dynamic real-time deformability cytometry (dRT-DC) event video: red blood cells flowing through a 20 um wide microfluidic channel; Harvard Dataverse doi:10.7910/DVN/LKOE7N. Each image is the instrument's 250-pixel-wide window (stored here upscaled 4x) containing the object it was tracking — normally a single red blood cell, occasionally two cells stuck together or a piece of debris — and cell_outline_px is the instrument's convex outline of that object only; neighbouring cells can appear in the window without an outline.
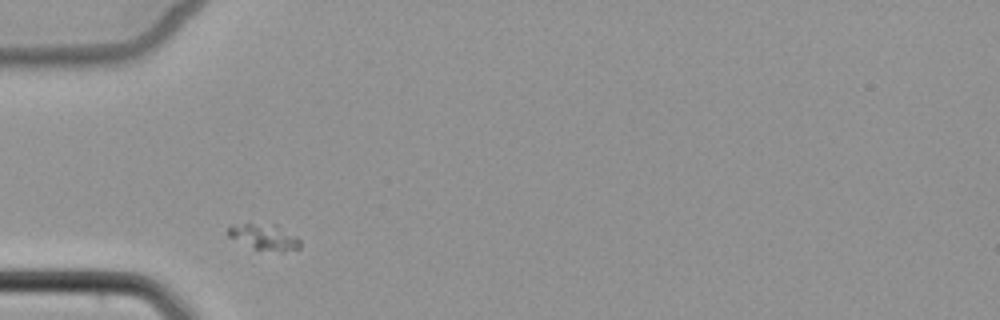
{"species": "common noctule bat (a hibernating species)", "species_latin": "Nyctalus noctula", "temperature_condition": "cold", "stored_images_in_passage": 6, "camera_frame_rate_fps": 3000, "um_per_image_px": 0.085, "animal": {"sex": "female", "body_mass_g": 22.7, "forearm_length_mm": 54.2}, "frame": {"image": 1, "passage_image": 1, "time_ms": 0.0, "image_size_px": [1000, 320], "cell_outline_px": [[300, 248], [284, 252], [280, 252], [252, 248], [228, 236], [228, 228], [232, 224], [276, 224], [296, 236], [300, 240]], "centroid_in_image_um": [22.49, 20.15], "position_along_channel_um": 62.5, "area_um2": 10.87}}
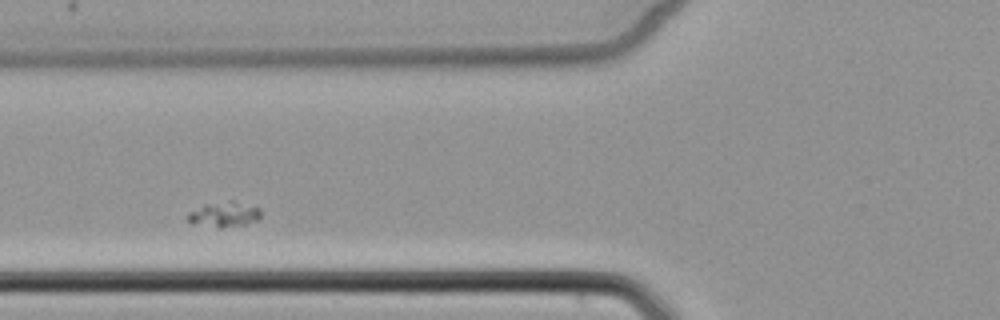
{"frame": {"image": 2, "passage_image": 2, "time_ms": 1.333, "image_size_px": [1000, 320], "cell_outline_px": [[260, 220], [244, 224], [220, 228], [192, 224], [188, 220], [188, 212], [204, 204], [228, 200], [232, 200], [260, 208]], "centroid_in_image_um": [19.04, 18.22], "position_along_channel_um": 106.8, "area_um2": 10.87}}
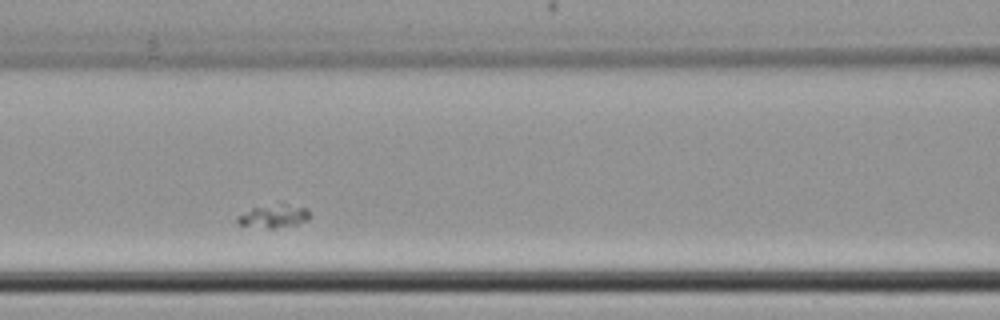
{"frame": {"image": 3, "passage_image": 3, "time_ms": 2.333, "image_size_px": [1000, 320], "cell_outline_px": [[308, 220], [296, 224], [272, 228], [268, 228], [236, 224], [236, 216], [252, 208], [280, 200], [308, 208]], "centroid_in_image_um": [23.26, 18.3], "position_along_channel_um": 143.3, "area_um2": 10.23}}